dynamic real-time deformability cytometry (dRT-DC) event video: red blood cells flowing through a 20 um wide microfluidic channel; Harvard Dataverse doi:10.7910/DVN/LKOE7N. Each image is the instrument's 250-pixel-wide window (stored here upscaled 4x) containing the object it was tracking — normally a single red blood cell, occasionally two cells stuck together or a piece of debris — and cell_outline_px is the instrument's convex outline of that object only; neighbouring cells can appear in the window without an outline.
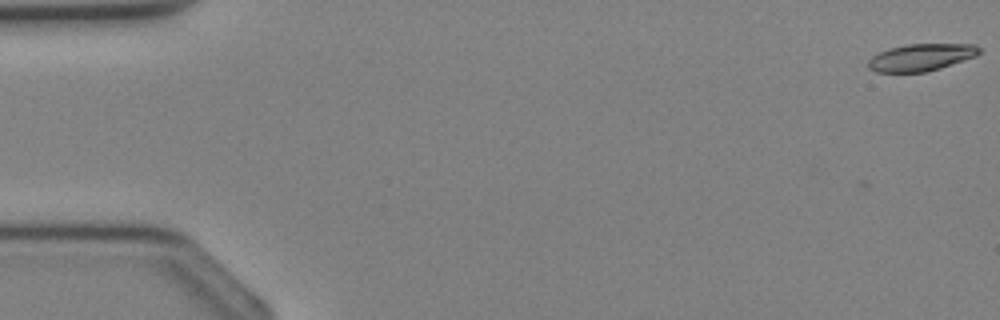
{"species": "Egyptian fruit bat (a non-hibernating species)", "species_latin": "Rousettus aegyptiacus", "temperature_condition": "cold", "stored_images_in_passage": 12, "camera_frame_rate_fps": 3000, "um_per_image_px": 0.085, "animal": {"sex": "female"}, "frame": {"image": 1, "passage_image": 1, "time_ms": 0.0, "image_size_px": [1000, 320], "cell_outline_px": [[980, 52], [976, 56], [940, 68], [924, 72], [876, 72], [868, 68], [868, 60], [872, 56], [888, 48], [908, 44], [976, 44], [980, 48]], "centroid_in_image_um": [78.28, 4.87], "position_along_channel_um": 6.7, "area_um2": 17.51}}